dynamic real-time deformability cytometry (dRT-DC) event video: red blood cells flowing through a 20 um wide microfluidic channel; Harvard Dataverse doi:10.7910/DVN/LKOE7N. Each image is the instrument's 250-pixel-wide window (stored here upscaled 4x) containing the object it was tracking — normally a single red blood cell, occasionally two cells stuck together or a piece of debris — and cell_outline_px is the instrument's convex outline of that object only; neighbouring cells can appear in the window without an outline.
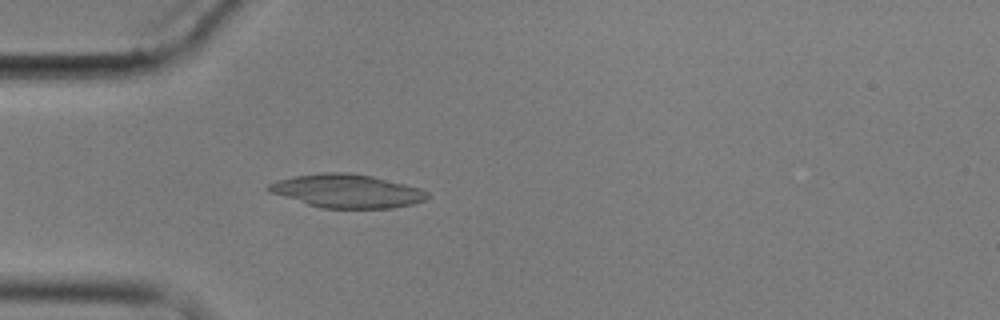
{"species": "common noctule bat (a hibernating species)", "species_latin": "Nyctalus noctula", "temperature_condition": "cold", "stored_images_in_passage": 5, "camera_frame_rate_fps": 3000, "um_per_image_px": 0.085, "animal": {"sex": "male", "body_mass_g": 17.9}, "frame": {"image": 1, "passage_image": 5, "time_ms": 4.667, "image_size_px": [1000, 320], "cell_outline_px": [[428, 196], [424, 200], [412, 204], [392, 208], [320, 208], [268, 192], [264, 188], [268, 184], [276, 180], [296, 176], [320, 172], [348, 172], [372, 176], [420, 188], [428, 192]], "centroid_in_image_um": [29.44, 16.23], "position_along_channel_um": 55.6, "area_um2": 30.98}}